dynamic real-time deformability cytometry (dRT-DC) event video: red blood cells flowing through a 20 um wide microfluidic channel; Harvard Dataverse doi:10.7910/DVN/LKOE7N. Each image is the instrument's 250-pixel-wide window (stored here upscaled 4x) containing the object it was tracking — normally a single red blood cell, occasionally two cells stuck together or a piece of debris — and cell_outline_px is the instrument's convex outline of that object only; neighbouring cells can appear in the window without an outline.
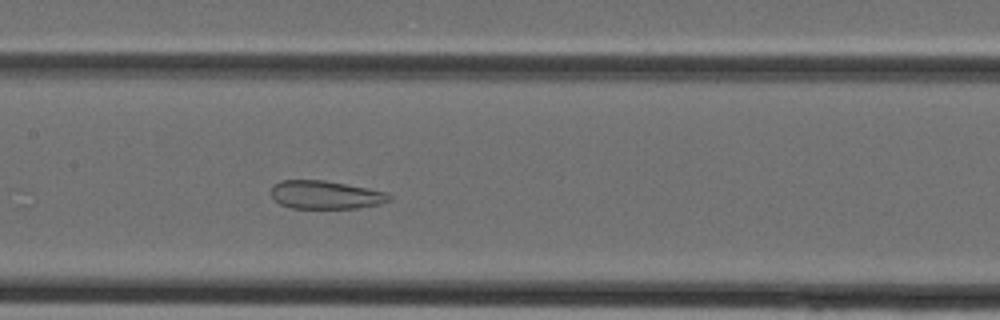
{"species": "Egyptian fruit bat (a non-hibernating species)", "species_latin": "Rousettus aegyptiacus", "temperature_condition": "cold", "stored_images_in_passage": 38, "camera_frame_rate_fps": 3000, "um_per_image_px": 0.085, "animal": {"sex": "female"}, "frame": {"image": 1, "passage_image": 17, "time_ms": 5.333, "image_size_px": [1000, 320], "cell_outline_px": [[392, 200], [380, 204], [356, 208], [292, 208], [280, 204], [272, 196], [272, 184], [280, 180], [324, 180], [368, 188], [388, 192], [392, 196]], "centroid_in_image_um": [27.7, 16.55], "position_along_channel_um": 179.7, "area_um2": 19.54}}
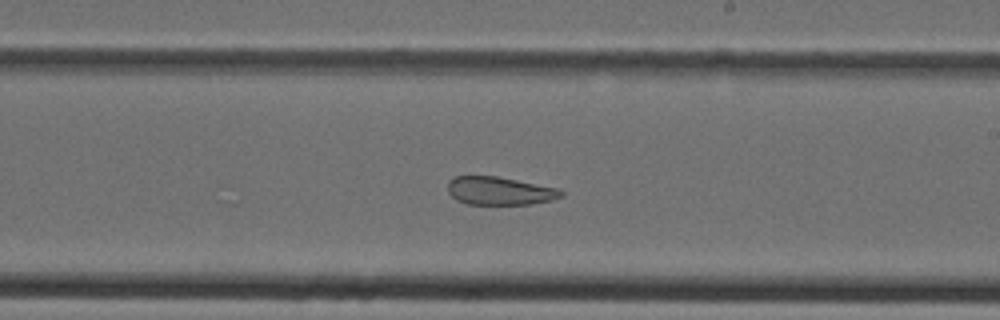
{"frame": {"image": 2, "passage_image": 21, "time_ms": 6.667, "image_size_px": [1000, 320], "cell_outline_px": [[564, 196], [552, 200], [532, 204], [468, 204], [456, 200], [448, 192], [448, 180], [456, 176], [496, 176], [556, 188], [564, 192]], "centroid_in_image_um": [42.45, 16.23], "position_along_channel_um": 246.5, "area_um2": 18.5}}
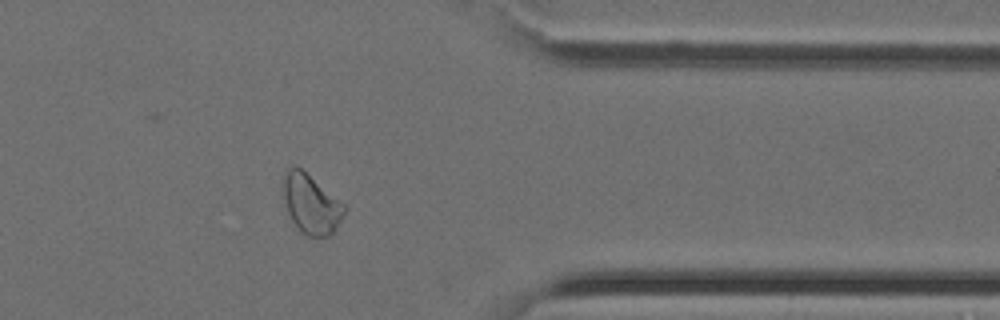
{"frame": {"image": 3, "passage_image": 30, "time_ms": 9.667, "image_size_px": [1000, 320], "cell_outline_px": [[348, 208], [332, 232], [328, 236], [308, 236], [300, 232], [292, 220], [288, 212], [284, 200], [284, 176], [288, 168], [296, 164], [344, 204]], "centroid_in_image_um": [26.43, 17.33], "position_along_channel_um": 385.0, "area_um2": 20.75}}